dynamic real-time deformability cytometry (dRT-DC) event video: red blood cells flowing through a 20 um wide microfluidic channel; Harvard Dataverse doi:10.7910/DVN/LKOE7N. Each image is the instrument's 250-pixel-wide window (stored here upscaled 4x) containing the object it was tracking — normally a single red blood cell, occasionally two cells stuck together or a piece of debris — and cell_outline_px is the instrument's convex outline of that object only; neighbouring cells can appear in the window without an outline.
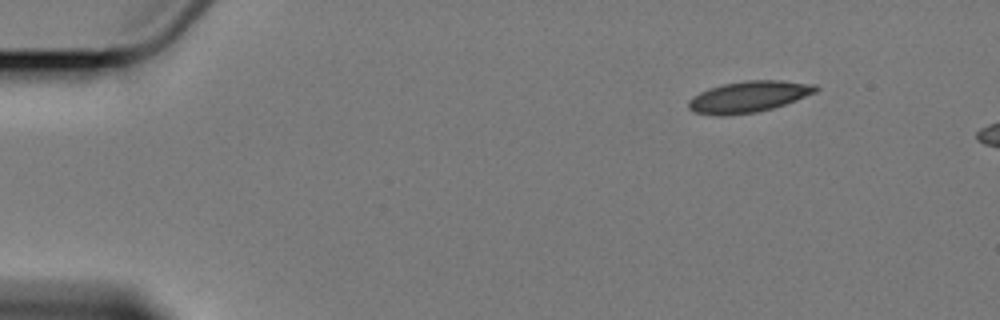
{"species": "Egyptian fruit bat (a non-hibernating species)", "species_latin": "Rousettus aegyptiacus", "temperature_condition": "cold", "stored_images_in_passage": 3, "camera_frame_rate_fps": 3000, "um_per_image_px": 0.085, "animal": {"sex": "female"}, "frame": {"image": 1, "passage_image": 1, "time_ms": 0.0, "image_size_px": [1000, 320], "cell_outline_px": [[820, 88], [816, 92], [796, 100], [772, 108], [756, 112], [724, 116], [696, 112], [688, 108], [688, 100], [692, 96], [708, 88], [724, 84], [748, 80], [780, 80], [816, 84]], "centroid_in_image_um": [63.64, 8.21], "position_along_channel_um": 21.4, "area_um2": 23.06}}
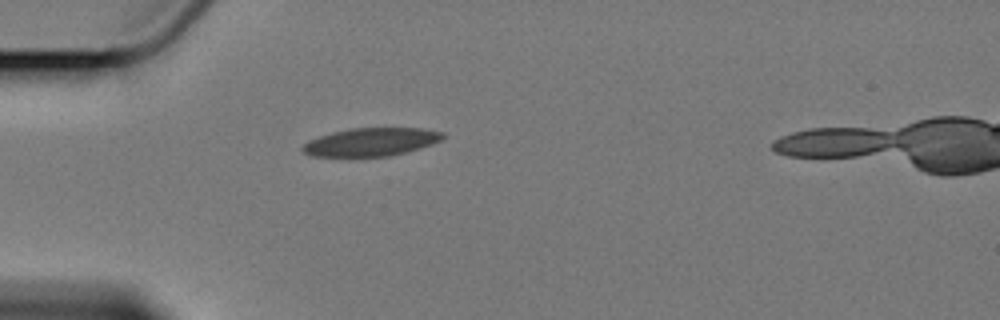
{"frame": {"image": 2, "passage_image": 3, "time_ms": 3.333, "image_size_px": [1000, 320], "cell_outline_px": [[444, 136], [440, 140], [432, 144], [420, 148], [388, 156], [312, 156], [304, 152], [300, 148], [308, 140], [332, 132], [348, 128], [424, 128], [444, 132]], "centroid_in_image_um": [31.53, 12.05], "position_along_channel_um": 53.5, "area_um2": 22.89}}